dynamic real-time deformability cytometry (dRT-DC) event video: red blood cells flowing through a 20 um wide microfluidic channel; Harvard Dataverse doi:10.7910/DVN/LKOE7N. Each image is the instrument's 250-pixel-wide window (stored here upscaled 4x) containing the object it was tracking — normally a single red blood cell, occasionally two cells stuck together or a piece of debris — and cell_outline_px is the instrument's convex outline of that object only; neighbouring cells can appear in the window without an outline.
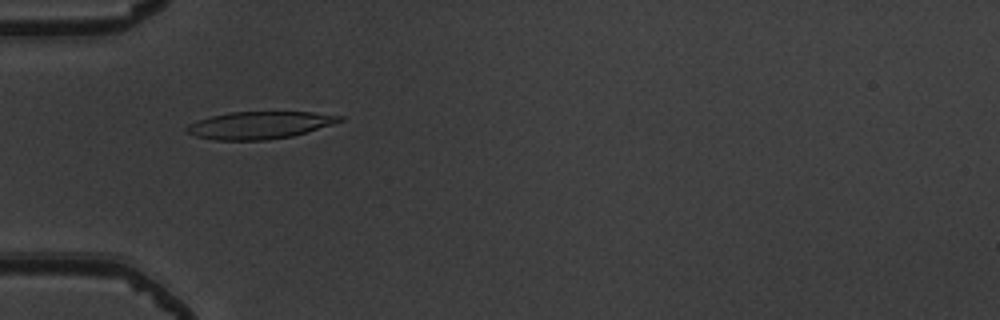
{"species": "common noctule bat (a hibernating species)", "species_latin": "Nyctalus noctula", "temperature_condition": "warm", "stored_images_in_passage": 53, "camera_frame_rate_fps": 3000, "um_per_image_px": 0.085, "animal": {"sex": "male", "body_mass_g": 19.5, "forearm_length_mm": 54.6}, "frame": {"image": 1, "passage_image": 18, "time_ms": 5.667, "image_size_px": [1000, 320], "cell_outline_px": [[344, 120], [332, 124], [292, 136], [268, 140], [216, 140], [196, 136], [184, 132], [184, 128], [188, 124], [212, 116], [228, 112], [312, 112], [344, 116]], "centroid_in_image_um": [22.04, 10.64], "position_along_channel_um": 63.0, "area_um2": 24.28}}
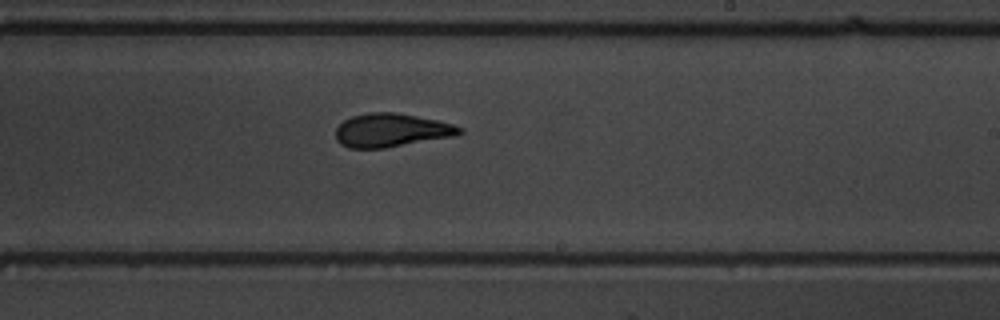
{"frame": {"image": 2, "passage_image": 33, "time_ms": 10.667, "image_size_px": [1000, 320], "cell_outline_px": [[464, 132], [456, 136], [384, 148], [348, 148], [340, 144], [336, 140], [336, 128], [344, 120], [352, 116], [368, 112], [396, 112], [436, 120], [452, 124], [464, 128]], "centroid_in_image_um": [33.27, 11.07], "position_along_channel_um": 255.7, "area_um2": 24.28}}
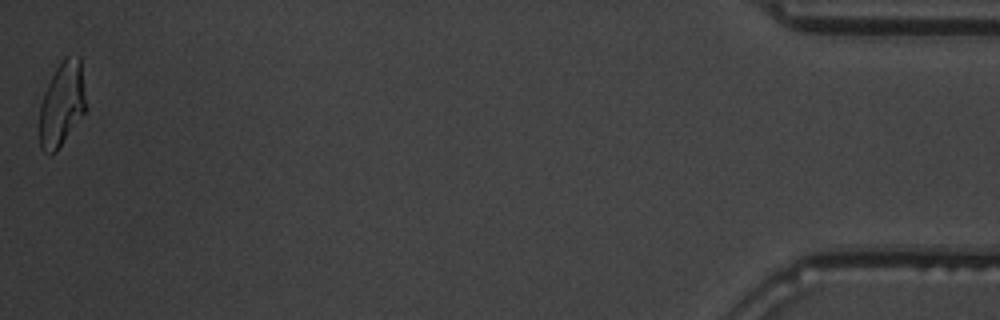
{"frame": {"image": 3, "passage_image": 53, "time_ms": 17.333, "image_size_px": [1000, 320], "cell_outline_px": [[88, 108], [56, 152], [44, 152], [40, 148], [40, 104], [44, 92], [56, 68], [64, 56], [80, 56]], "centroid_in_image_um": [5.3, 8.82], "position_along_channel_um": 429.9, "area_um2": 23.0}, "authors_computed_cell_mechanics": {"area_um2": 23.987, "velocity_mm_per_s": 3.9288, "shape_relaxation_time_tau1_ms": 4.4426, "shape_relaxation_time_tau2_ms": 1.5166, "deformation_change_tau1": 0.1848, "deformation_change_tau2": 0.0947}}